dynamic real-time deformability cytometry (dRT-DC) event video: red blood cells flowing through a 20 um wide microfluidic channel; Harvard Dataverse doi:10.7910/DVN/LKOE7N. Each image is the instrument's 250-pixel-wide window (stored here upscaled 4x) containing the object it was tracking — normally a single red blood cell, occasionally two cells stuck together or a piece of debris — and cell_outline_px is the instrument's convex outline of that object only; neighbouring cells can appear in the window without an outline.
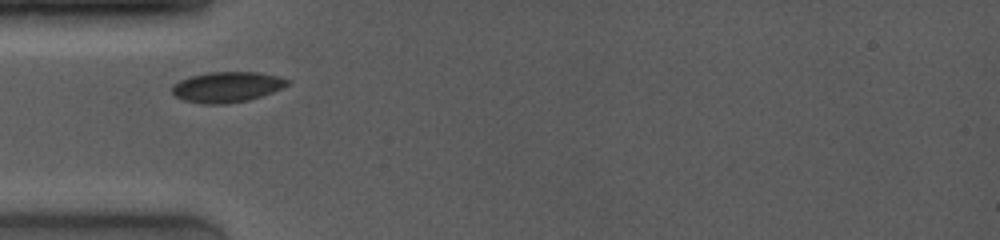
{"species": "common noctule bat (a hibernating species)", "species_latin": "Nyctalus noctula", "temperature_condition": "room temperature", "stored_images_in_passage": 25, "camera_frame_rate_fps": 4000, "um_per_image_px": 0.085, "animal": {"sex": "female", "body_mass_g": 19.0, "forearm_length_mm": 53.3}, "frame": {"image": 1, "passage_image": 1, "time_ms": 0.0, "image_size_px": [1000, 240], "cell_outline_px": [[288, 84], [272, 92], [248, 100], [224, 104], [200, 104], [184, 100], [176, 96], [172, 92], [172, 84], [180, 80], [192, 76], [208, 72], [256, 72], [276, 76], [288, 80]], "centroid_in_image_um": [19.23, 7.4], "position_along_channel_um": 65.8, "area_um2": 20.23}}
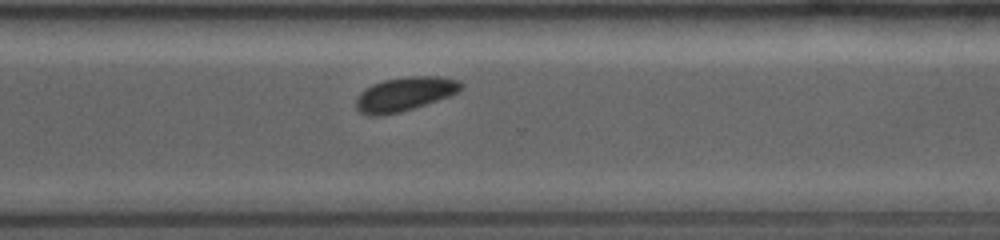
{"frame": {"image": 2, "passage_image": 17, "time_ms": 6.75, "image_size_px": [1000, 240], "cell_outline_px": [[464, 88], [448, 96], [400, 112], [380, 116], [368, 116], [360, 112], [356, 108], [356, 96], [364, 88], [372, 84], [384, 80], [408, 76], [436, 76], [460, 80], [464, 84]], "centroid_in_image_um": [34.36, 7.99], "position_along_channel_um": 336.2, "area_um2": 20.81}}
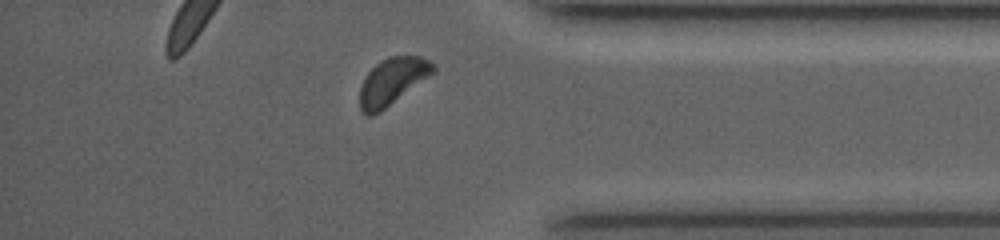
{"frame": {"image": 3, "passage_image": 22, "time_ms": 8.5, "image_size_px": [1000, 240], "cell_outline_px": [[436, 72], [380, 112], [372, 116], [368, 116], [360, 108], [360, 88], [368, 72], [380, 60], [388, 56], [420, 56], [436, 64]], "centroid_in_image_um": [33.38, 6.9], "position_along_channel_um": 401.8, "area_um2": 20.06}}